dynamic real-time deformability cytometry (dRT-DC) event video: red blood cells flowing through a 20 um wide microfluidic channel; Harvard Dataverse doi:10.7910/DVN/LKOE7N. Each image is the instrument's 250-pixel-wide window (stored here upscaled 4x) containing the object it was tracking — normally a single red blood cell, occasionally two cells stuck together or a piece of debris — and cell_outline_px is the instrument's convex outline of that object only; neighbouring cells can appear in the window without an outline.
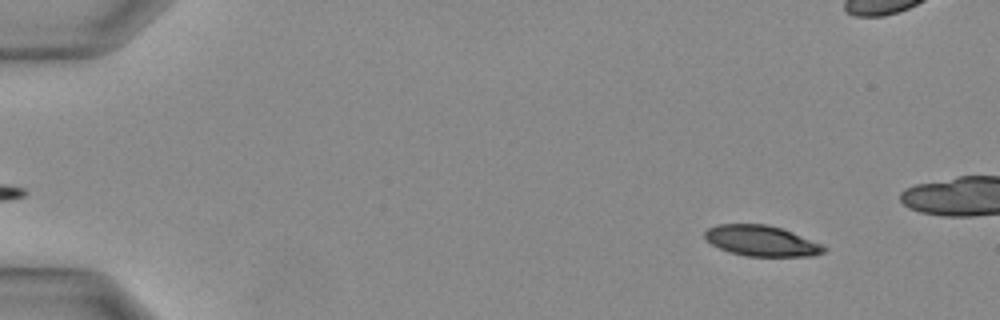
{"species": "Egyptian fruit bat (a non-hibernating species)", "species_latin": "Rousettus aegyptiacus", "temperature_condition": "warm", "stored_images_in_passage": 10, "camera_frame_rate_fps": 3000, "um_per_image_px": 0.085, "animal": {"sex": "female"}, "frame": {"image": 1, "passage_image": 2, "time_ms": 0.333, "image_size_px": [1000, 320], "cell_outline_px": [[828, 248], [824, 252], [812, 256], [748, 256], [728, 252], [712, 244], [704, 236], [704, 232], [708, 228], [716, 224], [764, 224], [780, 228], [792, 232], [824, 244]], "centroid_in_image_um": [64.75, 20.47], "position_along_channel_um": 20.3, "area_um2": 21.27}}